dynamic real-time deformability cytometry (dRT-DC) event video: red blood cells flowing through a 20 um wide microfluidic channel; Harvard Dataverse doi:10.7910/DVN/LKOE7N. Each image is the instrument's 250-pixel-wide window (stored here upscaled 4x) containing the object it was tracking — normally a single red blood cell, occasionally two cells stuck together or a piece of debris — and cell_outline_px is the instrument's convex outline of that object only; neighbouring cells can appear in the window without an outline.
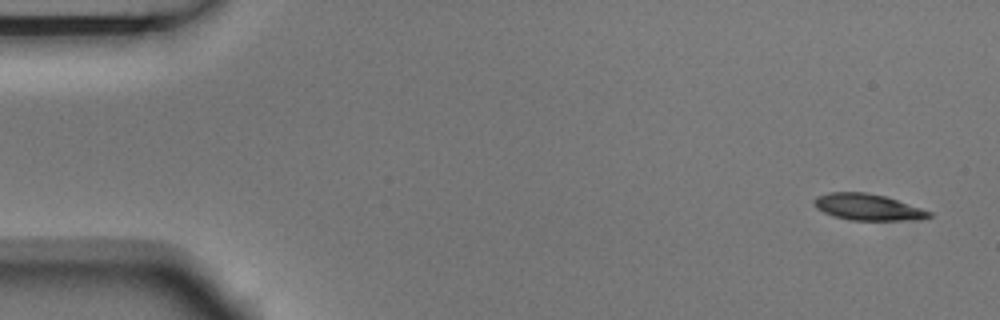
{"species": "Egyptian fruit bat (a non-hibernating species)", "species_latin": "Rousettus aegyptiacus", "temperature_condition": "room temperature", "stored_images_in_passage": 4, "camera_frame_rate_fps": 3000, "um_per_image_px": 0.085, "animal": {"sex": "male"}, "frame": {"image": 1, "passage_image": 1, "time_ms": 0.0, "image_size_px": [1000, 320], "cell_outline_px": [[932, 216], [920, 220], [848, 220], [832, 216], [816, 208], [812, 200], [816, 196], [832, 192], [864, 192], [884, 196], [932, 212]], "centroid_in_image_um": [73.73, 17.61], "position_along_channel_um": 11.3, "area_um2": 17.63}}
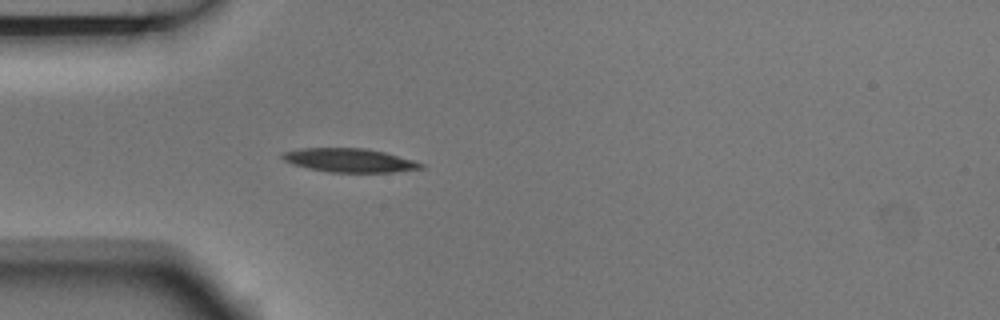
{"frame": {"image": 2, "passage_image": 4, "time_ms": 1.0, "image_size_px": [1000, 320], "cell_outline_px": [[424, 168], [392, 172], [328, 172], [308, 168], [292, 164], [284, 160], [280, 156], [284, 152], [300, 148], [364, 148], [384, 152], [412, 160], [424, 164]], "centroid_in_image_um": [29.68, 13.62], "position_along_channel_um": 55.3, "area_um2": 19.02}}